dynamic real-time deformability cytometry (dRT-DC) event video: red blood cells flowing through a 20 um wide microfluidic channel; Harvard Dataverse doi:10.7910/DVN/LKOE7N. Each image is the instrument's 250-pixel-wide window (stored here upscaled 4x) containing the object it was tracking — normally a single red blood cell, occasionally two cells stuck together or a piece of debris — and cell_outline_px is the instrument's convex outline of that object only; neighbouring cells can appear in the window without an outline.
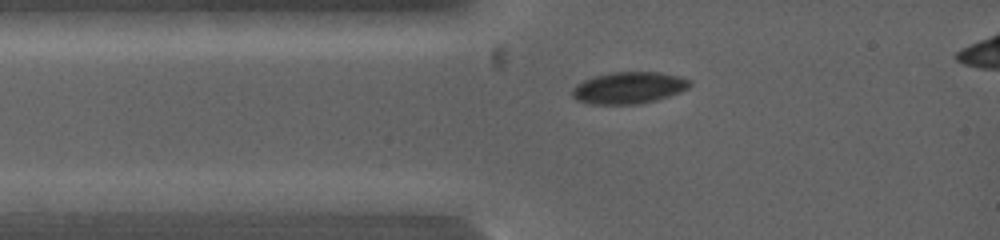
{"species": "common noctule bat (a hibernating species)", "species_latin": "Nyctalus noctula", "temperature_condition": "warm", "stored_images_in_passage": 4, "camera_frame_rate_fps": 5000, "um_per_image_px": 0.085, "animal": {"sex": "female", "body_mass_g": 19.0, "forearm_length_mm": 53.3}, "frame": {"image": 1, "passage_image": 3, "time_ms": 1.6, "image_size_px": [1000, 240], "cell_outline_px": [[692, 84], [688, 88], [680, 92], [656, 100], [640, 104], [588, 104], [576, 100], [572, 96], [572, 88], [576, 84], [584, 80], [608, 72], [660, 72], [680, 76], [688, 80]], "centroid_in_image_um": [53.42, 7.46], "position_along_channel_um": 31.6, "area_um2": 21.85}}